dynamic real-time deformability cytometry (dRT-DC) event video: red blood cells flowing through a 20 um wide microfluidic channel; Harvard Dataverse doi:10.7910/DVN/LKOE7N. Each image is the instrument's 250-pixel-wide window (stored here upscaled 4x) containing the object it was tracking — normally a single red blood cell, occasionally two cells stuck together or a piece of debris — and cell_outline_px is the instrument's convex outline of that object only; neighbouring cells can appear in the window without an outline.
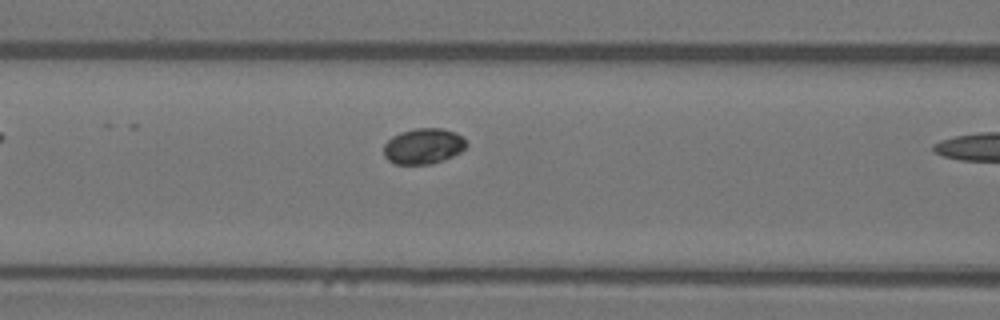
{"species": "Egyptian fruit bat (a non-hibernating species)", "species_latin": "Rousettus aegyptiacus", "temperature_condition": "warm", "stored_images_in_passage": 8, "camera_frame_rate_fps": 3000, "um_per_image_px": 0.085, "animal": {"sex": "female"}, "frame": {"image": 1, "passage_image": 7, "time_ms": 2.0, "image_size_px": [1000, 320], "cell_outline_px": [[468, 144], [460, 152], [444, 160], [432, 164], [396, 164], [388, 160], [384, 156], [384, 144], [392, 136], [400, 132], [416, 128], [440, 128], [456, 132]], "centroid_in_image_um": [35.97, 12.42], "position_along_channel_um": 130.6, "area_um2": 17.17}}